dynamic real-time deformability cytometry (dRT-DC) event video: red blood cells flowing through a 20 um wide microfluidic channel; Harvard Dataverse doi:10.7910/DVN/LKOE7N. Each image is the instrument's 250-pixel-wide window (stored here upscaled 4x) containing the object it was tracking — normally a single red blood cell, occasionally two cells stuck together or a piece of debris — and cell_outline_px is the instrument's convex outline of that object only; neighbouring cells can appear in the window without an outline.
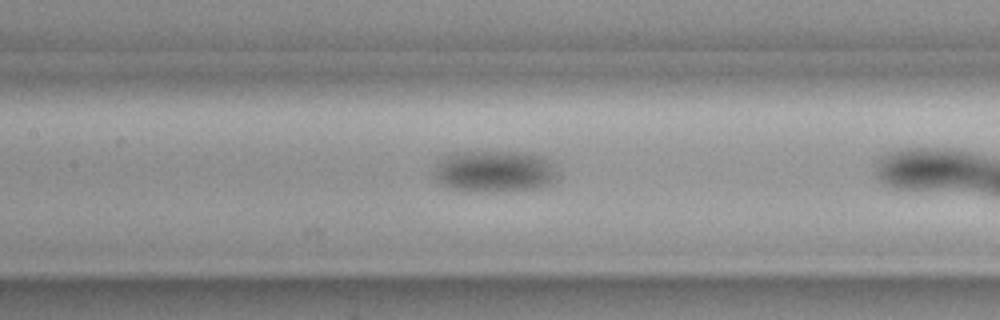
{"species": "common noctule bat (a hibernating species)", "species_latin": "Nyctalus noctula", "temperature_condition": "cold", "stored_images_in_passage": 19, "camera_frame_rate_fps": 3000, "um_per_image_px": 0.085, "animal": {"sex": "female", "body_mass_g": 19.3, "forearm_length_mm": 54.1}, "frame": {"image": 1, "passage_image": 11, "time_ms": 3.333, "image_size_px": [1000, 320], "cell_outline_px": [[556, 180], [540, 188], [492, 192], [456, 188], [444, 184], [436, 176], [436, 164], [440, 160], [452, 156], [468, 152], [516, 152], [540, 156], [548, 160], [556, 172]], "centroid_in_image_um": [42.12, 14.57], "position_along_channel_um": 165.3, "area_um2": 28.78}}